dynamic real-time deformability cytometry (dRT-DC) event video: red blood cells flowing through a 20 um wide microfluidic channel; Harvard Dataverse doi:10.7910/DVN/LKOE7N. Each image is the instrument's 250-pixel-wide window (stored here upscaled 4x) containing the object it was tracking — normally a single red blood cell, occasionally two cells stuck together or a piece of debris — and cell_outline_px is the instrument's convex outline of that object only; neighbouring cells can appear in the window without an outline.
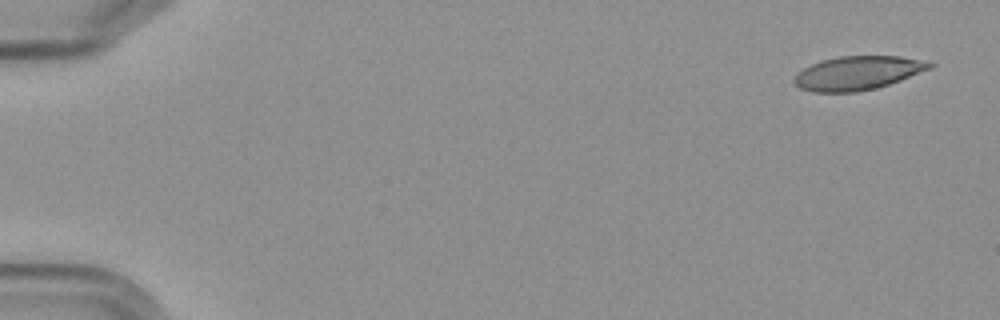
{"species": "Egyptian fruit bat (a non-hibernating species)", "species_latin": "Rousettus aegyptiacus", "temperature_condition": "cold", "stored_images_in_passage": 5, "camera_frame_rate_fps": 3000, "um_per_image_px": 0.085, "frame": {"image": 1, "passage_image": 1, "time_ms": 0.0, "image_size_px": [1000, 320], "cell_outline_px": [[936, 64], [932, 68], [900, 80], [876, 88], [856, 92], [812, 92], [800, 88], [792, 80], [804, 68], [820, 60], [840, 56], [900, 56], [928, 60]], "centroid_in_image_um": [72.95, 6.19], "position_along_channel_um": 12.0, "area_um2": 26.7}}
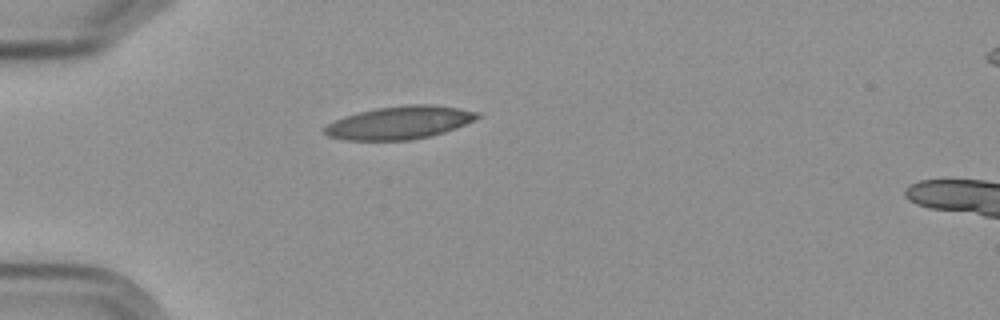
{"frame": {"image": 2, "passage_image": 5, "time_ms": 4.667, "image_size_px": [1000, 320], "cell_outline_px": [[484, 116], [456, 128], [444, 132], [412, 140], [344, 140], [328, 136], [324, 132], [324, 128], [328, 124], [344, 116], [376, 108], [404, 104], [432, 104], [460, 108], [480, 112]], "centroid_in_image_um": [34.02, 10.41], "position_along_channel_um": 51.0, "area_um2": 29.48}}